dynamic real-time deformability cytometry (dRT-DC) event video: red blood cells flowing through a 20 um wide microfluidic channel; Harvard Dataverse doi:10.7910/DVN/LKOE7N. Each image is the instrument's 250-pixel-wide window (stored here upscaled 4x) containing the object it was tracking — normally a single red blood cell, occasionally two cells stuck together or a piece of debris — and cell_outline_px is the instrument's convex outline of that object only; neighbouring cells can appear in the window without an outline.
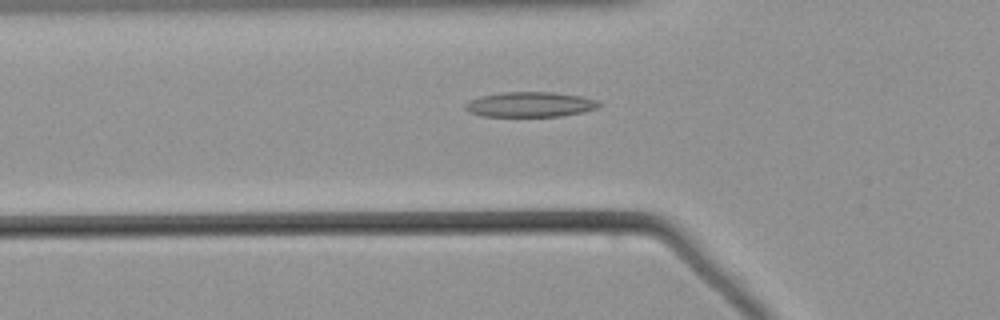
{"species": "common noctule bat (a hibernating species)", "species_latin": "Nyctalus noctula", "temperature_condition": "warm", "stored_images_in_passage": 39, "camera_frame_rate_fps": 3000, "um_per_image_px": 0.085, "animal": {"sex": "male", "body_mass_g": 21.5, "forearm_length_mm": 52.0}, "frame": {"image": 1, "passage_image": 5, "time_ms": 1.333, "image_size_px": [1000, 320], "cell_outline_px": [[600, 104], [596, 108], [580, 112], [560, 116], [484, 116], [468, 112], [464, 108], [464, 104], [480, 96], [500, 92], [552, 92], [584, 96], [600, 100]], "centroid_in_image_um": [45.06, 8.87], "position_along_channel_um": 80.7, "area_um2": 19.54}}
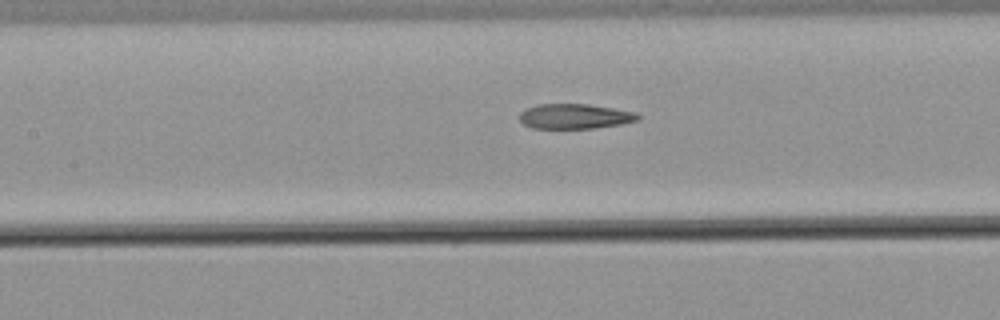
{"frame": {"image": 2, "passage_image": 11, "time_ms": 3.333, "image_size_px": [1000, 320], "cell_outline_px": [[640, 116], [636, 120], [620, 124], [592, 128], [532, 128], [524, 124], [520, 120], [520, 112], [524, 108], [536, 104], [588, 104], [636, 112]], "centroid_in_image_um": [48.8, 9.88], "position_along_channel_um": 158.6, "area_um2": 17.11}}
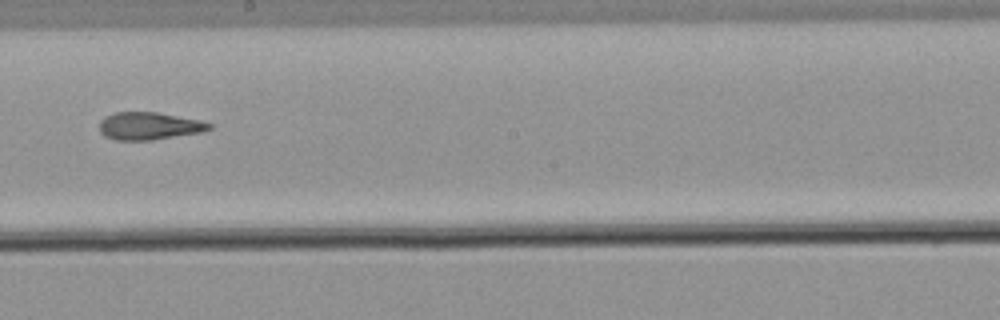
{"frame": {"image": 3, "passage_image": 17, "time_ms": 5.333, "image_size_px": [1000, 320], "cell_outline_px": [[212, 128], [200, 132], [152, 140], [116, 140], [104, 136], [100, 132], [100, 120], [104, 116], [116, 112], [160, 112], [200, 120], [212, 124]], "centroid_in_image_um": [12.65, 10.7], "position_along_channel_um": 235.5, "area_um2": 17.69}}